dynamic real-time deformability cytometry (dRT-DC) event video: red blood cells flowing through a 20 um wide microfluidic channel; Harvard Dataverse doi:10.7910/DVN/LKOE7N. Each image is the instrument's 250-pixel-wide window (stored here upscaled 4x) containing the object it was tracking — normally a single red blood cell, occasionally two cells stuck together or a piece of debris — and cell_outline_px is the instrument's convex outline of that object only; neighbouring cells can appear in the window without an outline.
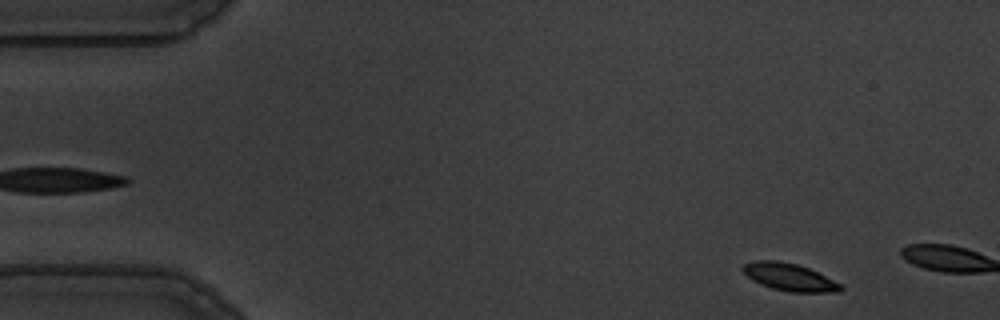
{"species": "common noctule bat (a hibernating species)", "species_latin": "Nyctalus noctula", "temperature_condition": "warm", "stored_images_in_passage": 8, "camera_frame_rate_fps": 3000, "um_per_image_px": 0.085, "animal": {"sex": "male", "body_mass_g": 19.5, "forearm_length_mm": 54.6}, "frame": {"image": 1, "passage_image": 2, "time_ms": 0.333, "image_size_px": [1000, 320], "cell_outline_px": [[844, 288], [840, 292], [792, 292], [772, 288], [760, 284], [752, 280], [740, 268], [744, 264], [752, 260], [776, 260], [796, 264], [808, 268], [840, 284]], "centroid_in_image_um": [67.06, 23.55], "position_along_channel_um": 17.9, "area_um2": 15.49}}